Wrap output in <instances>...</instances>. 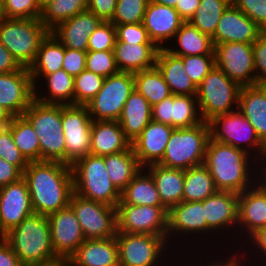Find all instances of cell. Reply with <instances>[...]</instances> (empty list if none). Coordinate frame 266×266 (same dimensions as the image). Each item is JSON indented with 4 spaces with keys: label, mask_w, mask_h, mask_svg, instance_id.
Returning <instances> with one entry per match:
<instances>
[{
    "label": "cell",
    "mask_w": 266,
    "mask_h": 266,
    "mask_svg": "<svg viewBox=\"0 0 266 266\" xmlns=\"http://www.w3.org/2000/svg\"><path fill=\"white\" fill-rule=\"evenodd\" d=\"M23 178L34 213L49 216L69 205L74 192L71 165L59 161L29 162Z\"/></svg>",
    "instance_id": "obj_1"
},
{
    "label": "cell",
    "mask_w": 266,
    "mask_h": 266,
    "mask_svg": "<svg viewBox=\"0 0 266 266\" xmlns=\"http://www.w3.org/2000/svg\"><path fill=\"white\" fill-rule=\"evenodd\" d=\"M255 162L245 151L210 137L203 165L218 190L239 194L255 185Z\"/></svg>",
    "instance_id": "obj_2"
},
{
    "label": "cell",
    "mask_w": 266,
    "mask_h": 266,
    "mask_svg": "<svg viewBox=\"0 0 266 266\" xmlns=\"http://www.w3.org/2000/svg\"><path fill=\"white\" fill-rule=\"evenodd\" d=\"M23 266H49L62 261L55 255L48 217L33 213L4 236Z\"/></svg>",
    "instance_id": "obj_3"
},
{
    "label": "cell",
    "mask_w": 266,
    "mask_h": 266,
    "mask_svg": "<svg viewBox=\"0 0 266 266\" xmlns=\"http://www.w3.org/2000/svg\"><path fill=\"white\" fill-rule=\"evenodd\" d=\"M73 191L79 196L117 207L121 192L111 182L104 157L87 154L71 165Z\"/></svg>",
    "instance_id": "obj_4"
},
{
    "label": "cell",
    "mask_w": 266,
    "mask_h": 266,
    "mask_svg": "<svg viewBox=\"0 0 266 266\" xmlns=\"http://www.w3.org/2000/svg\"><path fill=\"white\" fill-rule=\"evenodd\" d=\"M210 126L202 122L192 127L174 128L159 165L187 170L204 163Z\"/></svg>",
    "instance_id": "obj_5"
},
{
    "label": "cell",
    "mask_w": 266,
    "mask_h": 266,
    "mask_svg": "<svg viewBox=\"0 0 266 266\" xmlns=\"http://www.w3.org/2000/svg\"><path fill=\"white\" fill-rule=\"evenodd\" d=\"M23 116L31 123L39 138L41 161L65 163L61 105L44 104L34 99Z\"/></svg>",
    "instance_id": "obj_6"
},
{
    "label": "cell",
    "mask_w": 266,
    "mask_h": 266,
    "mask_svg": "<svg viewBox=\"0 0 266 266\" xmlns=\"http://www.w3.org/2000/svg\"><path fill=\"white\" fill-rule=\"evenodd\" d=\"M115 237L120 266H170L169 262L178 260L174 255L176 252L159 235L117 232Z\"/></svg>",
    "instance_id": "obj_7"
},
{
    "label": "cell",
    "mask_w": 266,
    "mask_h": 266,
    "mask_svg": "<svg viewBox=\"0 0 266 266\" xmlns=\"http://www.w3.org/2000/svg\"><path fill=\"white\" fill-rule=\"evenodd\" d=\"M49 32L40 18L0 21V43L22 67L29 68L34 62L40 44Z\"/></svg>",
    "instance_id": "obj_8"
},
{
    "label": "cell",
    "mask_w": 266,
    "mask_h": 266,
    "mask_svg": "<svg viewBox=\"0 0 266 266\" xmlns=\"http://www.w3.org/2000/svg\"><path fill=\"white\" fill-rule=\"evenodd\" d=\"M241 86L215 66L197 87V102L204 122L238 110Z\"/></svg>",
    "instance_id": "obj_9"
},
{
    "label": "cell",
    "mask_w": 266,
    "mask_h": 266,
    "mask_svg": "<svg viewBox=\"0 0 266 266\" xmlns=\"http://www.w3.org/2000/svg\"><path fill=\"white\" fill-rule=\"evenodd\" d=\"M208 123L213 140L243 150L256 160L266 154V145L239 110L218 115Z\"/></svg>",
    "instance_id": "obj_10"
},
{
    "label": "cell",
    "mask_w": 266,
    "mask_h": 266,
    "mask_svg": "<svg viewBox=\"0 0 266 266\" xmlns=\"http://www.w3.org/2000/svg\"><path fill=\"white\" fill-rule=\"evenodd\" d=\"M201 236H203V238ZM189 237L191 238L188 239ZM196 239L197 240L204 239L203 241H205L206 239L207 241V220L204 213L203 203L201 201H194V202L182 201L180 204L172 206L168 210V244L175 252L180 253V255L177 256L176 258L178 257L182 258L184 261L185 258L182 257L183 254L181 253L185 252L186 254L185 256L187 257V254L189 255V253H187L186 251L188 250L189 252H191L189 250V247H191L190 246L191 243H193V245L196 243L194 242V240ZM183 240H186L184 242L188 244V248L186 249V251H184V249L181 248L182 245L180 243L183 242ZM191 240H193V242H191ZM173 241L175 242L174 244H176L177 247L176 245H173L172 243ZM187 241L188 242L190 241L191 243H187ZM176 242H178V244ZM175 247L176 249H178L177 251L175 250ZM178 247L182 252L181 251L179 252Z\"/></svg>",
    "instance_id": "obj_11"
},
{
    "label": "cell",
    "mask_w": 266,
    "mask_h": 266,
    "mask_svg": "<svg viewBox=\"0 0 266 266\" xmlns=\"http://www.w3.org/2000/svg\"><path fill=\"white\" fill-rule=\"evenodd\" d=\"M238 197L239 194L233 191L218 190L216 193L201 201L204 206V213L207 220V242H203L204 244H208L209 242H212V238L213 240L214 238H216L215 243H217V245L213 244L214 247L218 245L220 246V244H224V242L226 243V241L228 244L230 242L232 243L228 247H230L231 245L235 246V243L233 242H235L234 240L237 238ZM217 233L221 235V237ZM224 236L226 237L223 239L225 241L222 240L220 242V240L217 239V237L220 239ZM216 241H218L220 244H218V242Z\"/></svg>",
    "instance_id": "obj_12"
},
{
    "label": "cell",
    "mask_w": 266,
    "mask_h": 266,
    "mask_svg": "<svg viewBox=\"0 0 266 266\" xmlns=\"http://www.w3.org/2000/svg\"><path fill=\"white\" fill-rule=\"evenodd\" d=\"M134 90L133 73L119 71L106 77L101 90L86 105L92 120L118 121Z\"/></svg>",
    "instance_id": "obj_13"
},
{
    "label": "cell",
    "mask_w": 266,
    "mask_h": 266,
    "mask_svg": "<svg viewBox=\"0 0 266 266\" xmlns=\"http://www.w3.org/2000/svg\"><path fill=\"white\" fill-rule=\"evenodd\" d=\"M69 205L81 225L85 239H107L117 233V207L72 193Z\"/></svg>",
    "instance_id": "obj_14"
},
{
    "label": "cell",
    "mask_w": 266,
    "mask_h": 266,
    "mask_svg": "<svg viewBox=\"0 0 266 266\" xmlns=\"http://www.w3.org/2000/svg\"><path fill=\"white\" fill-rule=\"evenodd\" d=\"M117 232L159 235L168 242V209L118 203Z\"/></svg>",
    "instance_id": "obj_15"
},
{
    "label": "cell",
    "mask_w": 266,
    "mask_h": 266,
    "mask_svg": "<svg viewBox=\"0 0 266 266\" xmlns=\"http://www.w3.org/2000/svg\"><path fill=\"white\" fill-rule=\"evenodd\" d=\"M92 122L86 105H61L66 164L72 165L90 153Z\"/></svg>",
    "instance_id": "obj_16"
},
{
    "label": "cell",
    "mask_w": 266,
    "mask_h": 266,
    "mask_svg": "<svg viewBox=\"0 0 266 266\" xmlns=\"http://www.w3.org/2000/svg\"><path fill=\"white\" fill-rule=\"evenodd\" d=\"M215 66L239 86L256 85L253 43L225 42L214 45Z\"/></svg>",
    "instance_id": "obj_17"
},
{
    "label": "cell",
    "mask_w": 266,
    "mask_h": 266,
    "mask_svg": "<svg viewBox=\"0 0 266 266\" xmlns=\"http://www.w3.org/2000/svg\"><path fill=\"white\" fill-rule=\"evenodd\" d=\"M47 217L51 228L53 251L66 263L85 241L81 225L70 205Z\"/></svg>",
    "instance_id": "obj_18"
},
{
    "label": "cell",
    "mask_w": 266,
    "mask_h": 266,
    "mask_svg": "<svg viewBox=\"0 0 266 266\" xmlns=\"http://www.w3.org/2000/svg\"><path fill=\"white\" fill-rule=\"evenodd\" d=\"M33 213L30 193L23 177L0 187V237Z\"/></svg>",
    "instance_id": "obj_19"
},
{
    "label": "cell",
    "mask_w": 266,
    "mask_h": 266,
    "mask_svg": "<svg viewBox=\"0 0 266 266\" xmlns=\"http://www.w3.org/2000/svg\"><path fill=\"white\" fill-rule=\"evenodd\" d=\"M34 100V85L27 67L0 74V106L13 117L23 116Z\"/></svg>",
    "instance_id": "obj_20"
},
{
    "label": "cell",
    "mask_w": 266,
    "mask_h": 266,
    "mask_svg": "<svg viewBox=\"0 0 266 266\" xmlns=\"http://www.w3.org/2000/svg\"><path fill=\"white\" fill-rule=\"evenodd\" d=\"M152 120L173 128H187L203 122L196 96L173 94L152 106Z\"/></svg>",
    "instance_id": "obj_21"
},
{
    "label": "cell",
    "mask_w": 266,
    "mask_h": 266,
    "mask_svg": "<svg viewBox=\"0 0 266 266\" xmlns=\"http://www.w3.org/2000/svg\"><path fill=\"white\" fill-rule=\"evenodd\" d=\"M263 30L232 3L223 12L212 36L214 45L225 42L254 43Z\"/></svg>",
    "instance_id": "obj_22"
},
{
    "label": "cell",
    "mask_w": 266,
    "mask_h": 266,
    "mask_svg": "<svg viewBox=\"0 0 266 266\" xmlns=\"http://www.w3.org/2000/svg\"><path fill=\"white\" fill-rule=\"evenodd\" d=\"M237 211L238 238L235 242H245L246 237L266 226V194L255 185L239 193Z\"/></svg>",
    "instance_id": "obj_23"
},
{
    "label": "cell",
    "mask_w": 266,
    "mask_h": 266,
    "mask_svg": "<svg viewBox=\"0 0 266 266\" xmlns=\"http://www.w3.org/2000/svg\"><path fill=\"white\" fill-rule=\"evenodd\" d=\"M142 23L150 40L158 48H165L184 21L174 8L149 1Z\"/></svg>",
    "instance_id": "obj_24"
},
{
    "label": "cell",
    "mask_w": 266,
    "mask_h": 266,
    "mask_svg": "<svg viewBox=\"0 0 266 266\" xmlns=\"http://www.w3.org/2000/svg\"><path fill=\"white\" fill-rule=\"evenodd\" d=\"M173 129L170 125L151 120L131 143L135 156L143 168L161 161Z\"/></svg>",
    "instance_id": "obj_25"
},
{
    "label": "cell",
    "mask_w": 266,
    "mask_h": 266,
    "mask_svg": "<svg viewBox=\"0 0 266 266\" xmlns=\"http://www.w3.org/2000/svg\"><path fill=\"white\" fill-rule=\"evenodd\" d=\"M102 22L88 9L59 23L51 32L68 49L88 51V39Z\"/></svg>",
    "instance_id": "obj_26"
},
{
    "label": "cell",
    "mask_w": 266,
    "mask_h": 266,
    "mask_svg": "<svg viewBox=\"0 0 266 266\" xmlns=\"http://www.w3.org/2000/svg\"><path fill=\"white\" fill-rule=\"evenodd\" d=\"M31 77L34 85V99L38 102L54 105L74 104V77L63 69L48 75H31Z\"/></svg>",
    "instance_id": "obj_27"
},
{
    "label": "cell",
    "mask_w": 266,
    "mask_h": 266,
    "mask_svg": "<svg viewBox=\"0 0 266 266\" xmlns=\"http://www.w3.org/2000/svg\"><path fill=\"white\" fill-rule=\"evenodd\" d=\"M66 266H120L116 237L85 239Z\"/></svg>",
    "instance_id": "obj_28"
},
{
    "label": "cell",
    "mask_w": 266,
    "mask_h": 266,
    "mask_svg": "<svg viewBox=\"0 0 266 266\" xmlns=\"http://www.w3.org/2000/svg\"><path fill=\"white\" fill-rule=\"evenodd\" d=\"M131 142L124 136L118 121L93 120L91 125L90 153L110 155L127 150Z\"/></svg>",
    "instance_id": "obj_29"
},
{
    "label": "cell",
    "mask_w": 266,
    "mask_h": 266,
    "mask_svg": "<svg viewBox=\"0 0 266 266\" xmlns=\"http://www.w3.org/2000/svg\"><path fill=\"white\" fill-rule=\"evenodd\" d=\"M173 95H197V87L184 70L182 56H177L166 48H159L156 65Z\"/></svg>",
    "instance_id": "obj_30"
},
{
    "label": "cell",
    "mask_w": 266,
    "mask_h": 266,
    "mask_svg": "<svg viewBox=\"0 0 266 266\" xmlns=\"http://www.w3.org/2000/svg\"><path fill=\"white\" fill-rule=\"evenodd\" d=\"M158 50L155 44L132 45L116 41L113 51L119 71L134 74L155 67Z\"/></svg>",
    "instance_id": "obj_31"
},
{
    "label": "cell",
    "mask_w": 266,
    "mask_h": 266,
    "mask_svg": "<svg viewBox=\"0 0 266 266\" xmlns=\"http://www.w3.org/2000/svg\"><path fill=\"white\" fill-rule=\"evenodd\" d=\"M238 110L255 128L266 145V86H244L240 90Z\"/></svg>",
    "instance_id": "obj_32"
},
{
    "label": "cell",
    "mask_w": 266,
    "mask_h": 266,
    "mask_svg": "<svg viewBox=\"0 0 266 266\" xmlns=\"http://www.w3.org/2000/svg\"><path fill=\"white\" fill-rule=\"evenodd\" d=\"M145 169L153 177L162 204L169 210L183 201L185 170L152 164Z\"/></svg>",
    "instance_id": "obj_33"
},
{
    "label": "cell",
    "mask_w": 266,
    "mask_h": 266,
    "mask_svg": "<svg viewBox=\"0 0 266 266\" xmlns=\"http://www.w3.org/2000/svg\"><path fill=\"white\" fill-rule=\"evenodd\" d=\"M152 120V106L136 90L126 101L118 120L124 136L132 143Z\"/></svg>",
    "instance_id": "obj_34"
},
{
    "label": "cell",
    "mask_w": 266,
    "mask_h": 266,
    "mask_svg": "<svg viewBox=\"0 0 266 266\" xmlns=\"http://www.w3.org/2000/svg\"><path fill=\"white\" fill-rule=\"evenodd\" d=\"M173 42L174 45L177 43V47L172 45ZM171 43L165 48L177 56L214 55L212 37L200 32L189 22H184L181 25Z\"/></svg>",
    "instance_id": "obj_35"
},
{
    "label": "cell",
    "mask_w": 266,
    "mask_h": 266,
    "mask_svg": "<svg viewBox=\"0 0 266 266\" xmlns=\"http://www.w3.org/2000/svg\"><path fill=\"white\" fill-rule=\"evenodd\" d=\"M103 157L108 176L120 192L143 168L135 156L132 145L125 151Z\"/></svg>",
    "instance_id": "obj_36"
},
{
    "label": "cell",
    "mask_w": 266,
    "mask_h": 266,
    "mask_svg": "<svg viewBox=\"0 0 266 266\" xmlns=\"http://www.w3.org/2000/svg\"><path fill=\"white\" fill-rule=\"evenodd\" d=\"M119 203L164 206L160 200L155 181L145 168H142L121 191Z\"/></svg>",
    "instance_id": "obj_37"
},
{
    "label": "cell",
    "mask_w": 266,
    "mask_h": 266,
    "mask_svg": "<svg viewBox=\"0 0 266 266\" xmlns=\"http://www.w3.org/2000/svg\"><path fill=\"white\" fill-rule=\"evenodd\" d=\"M65 47L50 31L42 40L34 62L30 65L31 75H48L62 69Z\"/></svg>",
    "instance_id": "obj_38"
},
{
    "label": "cell",
    "mask_w": 266,
    "mask_h": 266,
    "mask_svg": "<svg viewBox=\"0 0 266 266\" xmlns=\"http://www.w3.org/2000/svg\"><path fill=\"white\" fill-rule=\"evenodd\" d=\"M217 191L213 177L203 164L185 170L184 202L203 201Z\"/></svg>",
    "instance_id": "obj_39"
},
{
    "label": "cell",
    "mask_w": 266,
    "mask_h": 266,
    "mask_svg": "<svg viewBox=\"0 0 266 266\" xmlns=\"http://www.w3.org/2000/svg\"><path fill=\"white\" fill-rule=\"evenodd\" d=\"M21 154L28 162L41 161L39 138L31 123L24 116L13 117L7 126Z\"/></svg>",
    "instance_id": "obj_40"
},
{
    "label": "cell",
    "mask_w": 266,
    "mask_h": 266,
    "mask_svg": "<svg viewBox=\"0 0 266 266\" xmlns=\"http://www.w3.org/2000/svg\"><path fill=\"white\" fill-rule=\"evenodd\" d=\"M135 90L140 93L151 106L162 102L171 96L168 84L165 82L161 72L155 66L148 70L133 74Z\"/></svg>",
    "instance_id": "obj_41"
},
{
    "label": "cell",
    "mask_w": 266,
    "mask_h": 266,
    "mask_svg": "<svg viewBox=\"0 0 266 266\" xmlns=\"http://www.w3.org/2000/svg\"><path fill=\"white\" fill-rule=\"evenodd\" d=\"M231 0H201L189 23L200 32L213 36L223 12Z\"/></svg>",
    "instance_id": "obj_42"
},
{
    "label": "cell",
    "mask_w": 266,
    "mask_h": 266,
    "mask_svg": "<svg viewBox=\"0 0 266 266\" xmlns=\"http://www.w3.org/2000/svg\"><path fill=\"white\" fill-rule=\"evenodd\" d=\"M88 0H54L43 10L41 21L51 31L59 23L87 10Z\"/></svg>",
    "instance_id": "obj_43"
},
{
    "label": "cell",
    "mask_w": 266,
    "mask_h": 266,
    "mask_svg": "<svg viewBox=\"0 0 266 266\" xmlns=\"http://www.w3.org/2000/svg\"><path fill=\"white\" fill-rule=\"evenodd\" d=\"M104 80L86 69L74 77V105H87L101 90Z\"/></svg>",
    "instance_id": "obj_44"
},
{
    "label": "cell",
    "mask_w": 266,
    "mask_h": 266,
    "mask_svg": "<svg viewBox=\"0 0 266 266\" xmlns=\"http://www.w3.org/2000/svg\"><path fill=\"white\" fill-rule=\"evenodd\" d=\"M150 0H117L115 14L110 21L114 25L142 23Z\"/></svg>",
    "instance_id": "obj_45"
},
{
    "label": "cell",
    "mask_w": 266,
    "mask_h": 266,
    "mask_svg": "<svg viewBox=\"0 0 266 266\" xmlns=\"http://www.w3.org/2000/svg\"><path fill=\"white\" fill-rule=\"evenodd\" d=\"M228 244H226L224 247V249L227 251V253H228V251L229 252H232V251H230V249H232L233 251H235V250H237L236 252H232V253H228V254H226L225 256L223 255L224 254V250H221L222 249V247L220 246V247H218V248H220V249H217L218 250V254L216 253L215 254V256L213 255L212 256V260H211V258L209 257V255L207 254L205 257L207 258V259H203V257L202 256H199L200 258H198V257H196L197 255H195V256H193V258L192 259H194L195 258V260L197 259V261H196V263H195V261L193 260V262H189V265H188V262H183L182 264L184 265H186V266H250V265H248L247 263H249V261L248 260H246V256L244 257V252H242V250L240 249V247H237L236 248V246L234 247V248H230V247H228V249L226 248V246H227ZM235 249V250H234ZM219 250H221V251H223V253L221 254V256H219V253H221V252H219ZM239 250V251H238ZM236 253V254H235ZM216 255H218L217 257H216ZM229 256V258H227L228 256ZM222 256H224V257H222ZM226 257V258H225ZM242 257V258H241ZM244 257V258H243ZM223 258H225V259H223ZM201 259V260H200ZM202 260H203V262H202ZM204 260H206L205 262H204ZM208 260V261H207ZM210 260V261H209ZM244 260V261H243ZM243 261V262H242ZM247 262V263H246ZM179 263V260H178V262L175 264H173L172 263V265H174V266H181V264L179 265L178 264ZM199 263V264H198ZM191 264V265H190ZM193 264V265H192ZM195 264V265H194ZM201 264V265H200Z\"/></svg>",
    "instance_id": "obj_46"
},
{
    "label": "cell",
    "mask_w": 266,
    "mask_h": 266,
    "mask_svg": "<svg viewBox=\"0 0 266 266\" xmlns=\"http://www.w3.org/2000/svg\"><path fill=\"white\" fill-rule=\"evenodd\" d=\"M86 70L104 78L118 73L114 51H87Z\"/></svg>",
    "instance_id": "obj_47"
},
{
    "label": "cell",
    "mask_w": 266,
    "mask_h": 266,
    "mask_svg": "<svg viewBox=\"0 0 266 266\" xmlns=\"http://www.w3.org/2000/svg\"><path fill=\"white\" fill-rule=\"evenodd\" d=\"M184 70L198 87L206 75L215 67L214 55L183 56Z\"/></svg>",
    "instance_id": "obj_48"
},
{
    "label": "cell",
    "mask_w": 266,
    "mask_h": 266,
    "mask_svg": "<svg viewBox=\"0 0 266 266\" xmlns=\"http://www.w3.org/2000/svg\"><path fill=\"white\" fill-rule=\"evenodd\" d=\"M116 27L110 21H102L88 39V51H113Z\"/></svg>",
    "instance_id": "obj_49"
},
{
    "label": "cell",
    "mask_w": 266,
    "mask_h": 266,
    "mask_svg": "<svg viewBox=\"0 0 266 266\" xmlns=\"http://www.w3.org/2000/svg\"><path fill=\"white\" fill-rule=\"evenodd\" d=\"M0 157L15 165L22 173L29 163L14 143L8 127L0 128Z\"/></svg>",
    "instance_id": "obj_50"
},
{
    "label": "cell",
    "mask_w": 266,
    "mask_h": 266,
    "mask_svg": "<svg viewBox=\"0 0 266 266\" xmlns=\"http://www.w3.org/2000/svg\"><path fill=\"white\" fill-rule=\"evenodd\" d=\"M235 245L236 246L238 245L243 252L246 251L244 254H246L245 256H247V254H248L247 257H248L249 263L252 262L251 260H253V258L255 261H257L259 259V261H257V262H259L260 264L255 263V261H254L253 263H250L251 266H254L255 264H257L255 266H266V226L256 230L253 234H251L248 238H246V242H239L238 241L237 244H235ZM247 251H248V253H247ZM249 253H251V254H249ZM252 253H254L256 256ZM250 255H251V257H253L252 259H249V258H251ZM252 255H254V256H252ZM260 257H262V258H260ZM264 261H265V263H264Z\"/></svg>",
    "instance_id": "obj_51"
},
{
    "label": "cell",
    "mask_w": 266,
    "mask_h": 266,
    "mask_svg": "<svg viewBox=\"0 0 266 266\" xmlns=\"http://www.w3.org/2000/svg\"><path fill=\"white\" fill-rule=\"evenodd\" d=\"M6 18L38 19L42 10L38 0H3Z\"/></svg>",
    "instance_id": "obj_52"
},
{
    "label": "cell",
    "mask_w": 266,
    "mask_h": 266,
    "mask_svg": "<svg viewBox=\"0 0 266 266\" xmlns=\"http://www.w3.org/2000/svg\"><path fill=\"white\" fill-rule=\"evenodd\" d=\"M116 41L128 44H154L147 33L143 23L115 25Z\"/></svg>",
    "instance_id": "obj_53"
},
{
    "label": "cell",
    "mask_w": 266,
    "mask_h": 266,
    "mask_svg": "<svg viewBox=\"0 0 266 266\" xmlns=\"http://www.w3.org/2000/svg\"><path fill=\"white\" fill-rule=\"evenodd\" d=\"M231 3L266 31V0H231Z\"/></svg>",
    "instance_id": "obj_54"
},
{
    "label": "cell",
    "mask_w": 266,
    "mask_h": 266,
    "mask_svg": "<svg viewBox=\"0 0 266 266\" xmlns=\"http://www.w3.org/2000/svg\"><path fill=\"white\" fill-rule=\"evenodd\" d=\"M253 55L256 85L266 86V31L253 43Z\"/></svg>",
    "instance_id": "obj_55"
},
{
    "label": "cell",
    "mask_w": 266,
    "mask_h": 266,
    "mask_svg": "<svg viewBox=\"0 0 266 266\" xmlns=\"http://www.w3.org/2000/svg\"><path fill=\"white\" fill-rule=\"evenodd\" d=\"M86 53L80 50L65 48L62 69L72 77L78 76L86 69Z\"/></svg>",
    "instance_id": "obj_56"
},
{
    "label": "cell",
    "mask_w": 266,
    "mask_h": 266,
    "mask_svg": "<svg viewBox=\"0 0 266 266\" xmlns=\"http://www.w3.org/2000/svg\"><path fill=\"white\" fill-rule=\"evenodd\" d=\"M117 0H88L87 9L102 21H111L116 10Z\"/></svg>",
    "instance_id": "obj_57"
},
{
    "label": "cell",
    "mask_w": 266,
    "mask_h": 266,
    "mask_svg": "<svg viewBox=\"0 0 266 266\" xmlns=\"http://www.w3.org/2000/svg\"><path fill=\"white\" fill-rule=\"evenodd\" d=\"M23 173L15 166L0 157V187L16 182Z\"/></svg>",
    "instance_id": "obj_58"
},
{
    "label": "cell",
    "mask_w": 266,
    "mask_h": 266,
    "mask_svg": "<svg viewBox=\"0 0 266 266\" xmlns=\"http://www.w3.org/2000/svg\"><path fill=\"white\" fill-rule=\"evenodd\" d=\"M21 68L12 54L0 43V74L11 73Z\"/></svg>",
    "instance_id": "obj_59"
},
{
    "label": "cell",
    "mask_w": 266,
    "mask_h": 266,
    "mask_svg": "<svg viewBox=\"0 0 266 266\" xmlns=\"http://www.w3.org/2000/svg\"><path fill=\"white\" fill-rule=\"evenodd\" d=\"M0 266H23L3 237H0Z\"/></svg>",
    "instance_id": "obj_60"
},
{
    "label": "cell",
    "mask_w": 266,
    "mask_h": 266,
    "mask_svg": "<svg viewBox=\"0 0 266 266\" xmlns=\"http://www.w3.org/2000/svg\"><path fill=\"white\" fill-rule=\"evenodd\" d=\"M201 0H179L175 6V10L184 22L189 20L195 14L196 9L199 7Z\"/></svg>",
    "instance_id": "obj_61"
},
{
    "label": "cell",
    "mask_w": 266,
    "mask_h": 266,
    "mask_svg": "<svg viewBox=\"0 0 266 266\" xmlns=\"http://www.w3.org/2000/svg\"><path fill=\"white\" fill-rule=\"evenodd\" d=\"M255 186L266 194V154L255 162Z\"/></svg>",
    "instance_id": "obj_62"
},
{
    "label": "cell",
    "mask_w": 266,
    "mask_h": 266,
    "mask_svg": "<svg viewBox=\"0 0 266 266\" xmlns=\"http://www.w3.org/2000/svg\"><path fill=\"white\" fill-rule=\"evenodd\" d=\"M12 118L13 116L0 106V128L7 127L11 123Z\"/></svg>",
    "instance_id": "obj_63"
},
{
    "label": "cell",
    "mask_w": 266,
    "mask_h": 266,
    "mask_svg": "<svg viewBox=\"0 0 266 266\" xmlns=\"http://www.w3.org/2000/svg\"><path fill=\"white\" fill-rule=\"evenodd\" d=\"M150 1L161 4V5H166L172 8H175L177 2H179V0H150Z\"/></svg>",
    "instance_id": "obj_64"
},
{
    "label": "cell",
    "mask_w": 266,
    "mask_h": 266,
    "mask_svg": "<svg viewBox=\"0 0 266 266\" xmlns=\"http://www.w3.org/2000/svg\"><path fill=\"white\" fill-rule=\"evenodd\" d=\"M54 0H38L41 10H43L48 4L53 2Z\"/></svg>",
    "instance_id": "obj_65"
},
{
    "label": "cell",
    "mask_w": 266,
    "mask_h": 266,
    "mask_svg": "<svg viewBox=\"0 0 266 266\" xmlns=\"http://www.w3.org/2000/svg\"><path fill=\"white\" fill-rule=\"evenodd\" d=\"M6 18L5 12H4V4L3 0H0V21Z\"/></svg>",
    "instance_id": "obj_66"
},
{
    "label": "cell",
    "mask_w": 266,
    "mask_h": 266,
    "mask_svg": "<svg viewBox=\"0 0 266 266\" xmlns=\"http://www.w3.org/2000/svg\"><path fill=\"white\" fill-rule=\"evenodd\" d=\"M49 266H66L65 262H61V263H56V264H52Z\"/></svg>",
    "instance_id": "obj_67"
}]
</instances>
